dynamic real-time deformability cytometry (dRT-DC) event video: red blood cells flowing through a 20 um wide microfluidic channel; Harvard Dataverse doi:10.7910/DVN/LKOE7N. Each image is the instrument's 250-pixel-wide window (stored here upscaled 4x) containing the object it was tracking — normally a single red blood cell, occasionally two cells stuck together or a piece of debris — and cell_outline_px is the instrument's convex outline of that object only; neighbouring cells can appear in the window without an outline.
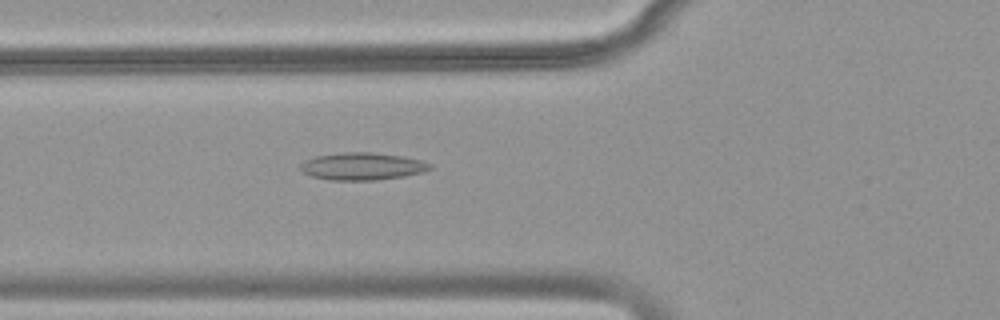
{"species": "common noctule bat (a hibernating species)", "species_latin": "Nyctalus noctula", "temperature_condition": "warm", "stored_images_in_passage": 52, "camera_frame_rate_fps": 3000, "um_per_image_px": 0.085, "animal": {"sex": "female", "body_mass_g": 18.4}, "frame": {"image": 1, "passage_image": 20, "time_ms": 6.333, "image_size_px": [1000, 320], "cell_outline_px": [[432, 168], [424, 172], [404, 176], [376, 180], [328, 180], [312, 176], [304, 172], [300, 168], [300, 164], [304, 160], [316, 156], [340, 152], [372, 152], [404, 156], [424, 160], [432, 164]], "centroid_in_image_um": [30.83, 14.13], "position_along_channel_um": 95.0, "area_um2": 20.92}}
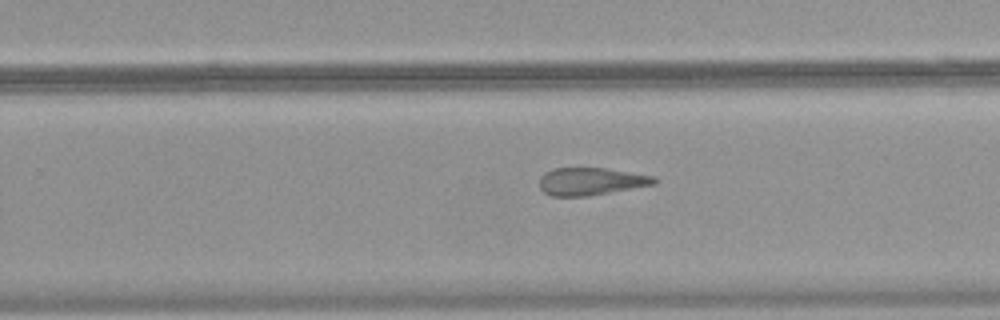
{"frame": {"image": 2, "passage_image": 34, "time_ms": 11.0, "image_size_px": [1000, 320], "cell_outline_px": [[660, 180], [656, 184], [588, 196], [552, 196], [544, 192], [540, 188], [540, 176], [544, 172], [552, 168], [608, 168], [656, 176]], "centroid_in_image_um": [50.26, 15.41], "position_along_channel_um": 279.5, "area_um2": 18.67}}
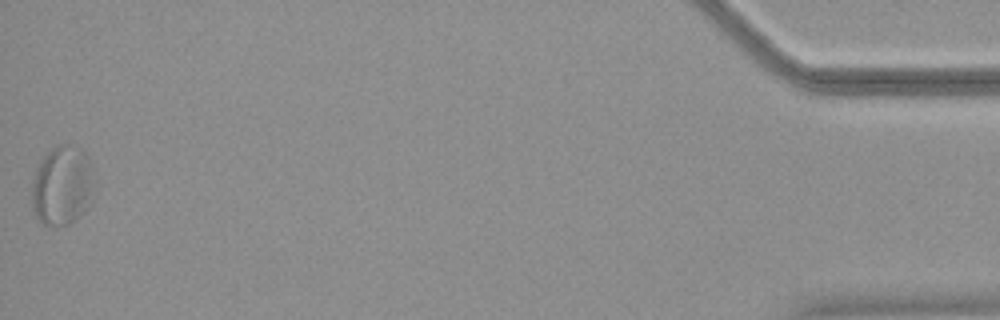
{"frame": {"image": 3, "passage_image": 52, "time_ms": 17.0, "image_size_px": [1000, 320], "cell_outline_px": [[100, 184], [88, 208], [84, 212], [68, 224], [44, 224], [36, 216], [32, 208], [32, 180], [40, 156], [56, 144], [64, 144], [80, 148], [88, 156], [96, 172]], "centroid_in_image_um": [5.37, 15.71], "position_along_channel_um": 429.8, "area_um2": 30.29}}